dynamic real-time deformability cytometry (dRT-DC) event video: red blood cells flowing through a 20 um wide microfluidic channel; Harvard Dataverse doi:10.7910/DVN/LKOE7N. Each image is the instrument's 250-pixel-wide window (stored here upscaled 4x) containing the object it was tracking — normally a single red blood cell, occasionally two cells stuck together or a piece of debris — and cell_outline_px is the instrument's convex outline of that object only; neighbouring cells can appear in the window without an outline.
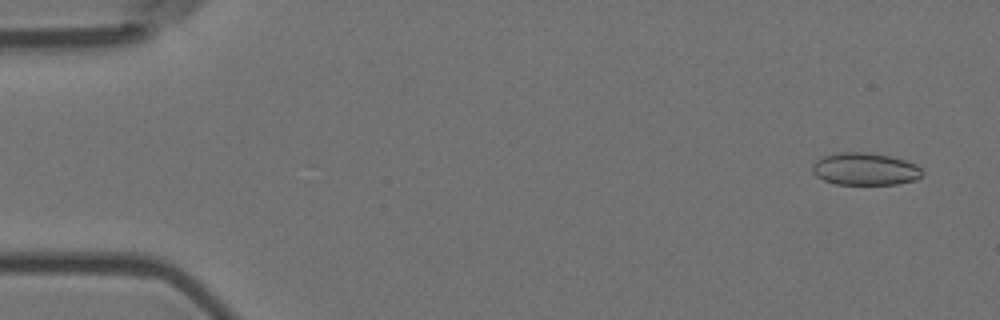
{"species": "Egyptian fruit bat (a non-hibernating species)", "species_latin": "Rousettus aegyptiacus", "temperature_condition": "room temperature", "stored_images_in_passage": 6, "camera_frame_rate_fps": 3000, "um_per_image_px": 0.085, "animal": {"sex": "female"}, "frame": {"image": 1, "passage_image": 1, "time_ms": 0.0, "image_size_px": [1000, 320], "cell_outline_px": [[924, 176], [916, 180], [896, 184], [836, 184], [824, 180], [816, 176], [812, 172], [812, 164], [816, 160], [824, 156], [840, 152], [872, 152], [904, 160], [916, 164], [924, 172]], "centroid_in_image_um": [73.54, 14.37], "position_along_channel_um": 11.5, "area_um2": 20.87}}
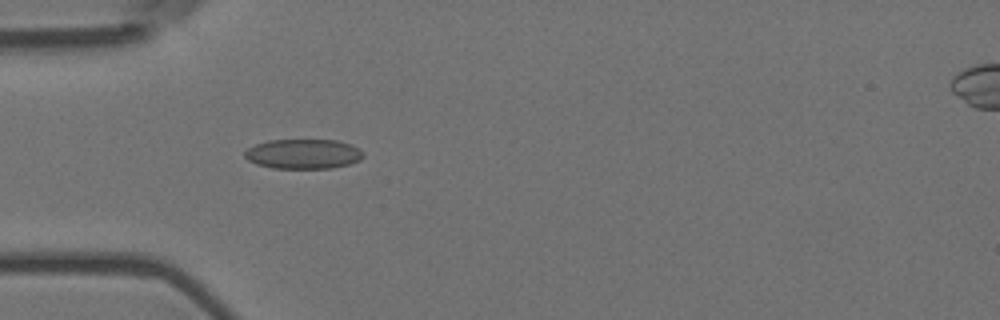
{"frame": {"image": 2, "passage_image": 5, "time_ms": 1.333, "image_size_px": [1000, 320], "cell_outline_px": [[364, 156], [360, 160], [348, 164], [332, 168], [272, 168], [256, 164], [248, 160], [244, 156], [244, 152], [248, 148], [256, 144], [268, 140], [336, 140], [352, 144], [360, 148], [364, 152]], "centroid_in_image_um": [25.8, 13.08], "position_along_channel_um": 59.2, "area_um2": 20.69}}